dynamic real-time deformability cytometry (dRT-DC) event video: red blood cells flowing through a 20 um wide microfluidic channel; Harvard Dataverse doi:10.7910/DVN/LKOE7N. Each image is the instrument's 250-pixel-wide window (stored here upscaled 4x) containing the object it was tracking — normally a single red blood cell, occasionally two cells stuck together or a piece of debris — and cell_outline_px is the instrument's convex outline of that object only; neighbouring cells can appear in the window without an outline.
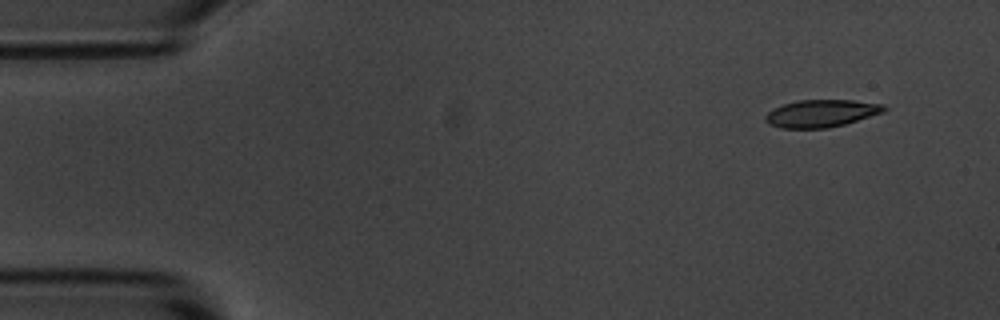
{"species": "common noctule bat (a hibernating species)", "species_latin": "Nyctalus noctula", "temperature_condition": "room temperature", "stored_images_in_passage": 4, "camera_frame_rate_fps": 3000, "um_per_image_px": 0.085, "animal": {"sex": "male", "body_mass_g": 20.1, "forearm_length_mm": 53.5}, "frame": {"image": 1, "passage_image": 1, "time_ms": 0.0, "image_size_px": [1000, 320], "cell_outline_px": [[888, 108], [884, 112], [844, 124], [828, 128], [780, 128], [768, 124], [764, 120], [764, 116], [772, 108], [796, 100], [852, 100], [884, 104]], "centroid_in_image_um": [69.78, 9.63], "position_along_channel_um": 15.2, "area_um2": 19.07}}
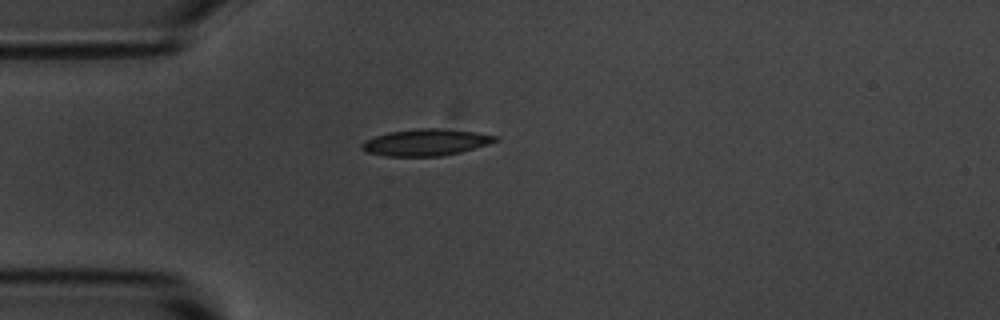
{"frame": {"image": 2, "passage_image": 4, "time_ms": 3.333, "image_size_px": [1000, 320], "cell_outline_px": [[500, 140], [488, 144], [460, 152], [440, 156], [384, 156], [364, 152], [360, 148], [360, 144], [364, 140], [388, 132], [420, 128], [440, 128], [476, 132], [500, 136]], "centroid_in_image_um": [36.18, 12.1], "position_along_channel_um": 48.8, "area_um2": 20.92}}